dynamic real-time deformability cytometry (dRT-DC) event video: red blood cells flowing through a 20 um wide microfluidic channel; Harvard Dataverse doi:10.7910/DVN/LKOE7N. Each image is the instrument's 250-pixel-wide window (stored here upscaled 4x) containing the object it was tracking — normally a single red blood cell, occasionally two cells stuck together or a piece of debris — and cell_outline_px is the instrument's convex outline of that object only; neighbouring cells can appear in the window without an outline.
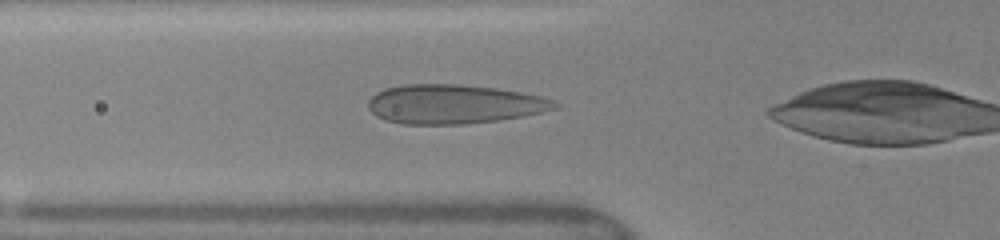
{"species": "human", "species_latin": "Homo sapiens", "temperature_condition": "warm", "stored_images_in_passage": 28, "camera_frame_rate_fps": 3000, "um_per_image_px": 0.085, "donor": {"sex": "female"}, "frame": {"image": 1, "passage_image": 3, "time_ms": 0.667, "image_size_px": [1000, 240], "cell_outline_px": [[560, 108], [520, 116], [496, 120], [464, 124], [404, 124], [388, 120], [376, 116], [368, 108], [368, 100], [376, 92], [384, 88], [404, 84], [456, 84], [496, 88], [520, 92], [540, 96], [552, 100], [560, 104]], "centroid_in_image_um": [38.56, 8.84], "position_along_channel_um": 87.2, "area_um2": 42.43}}
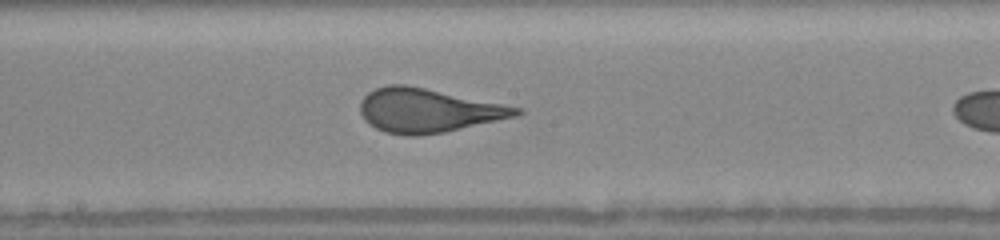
{"frame": {"image": 2, "passage_image": 14, "time_ms": 3.667, "image_size_px": [1000, 240], "cell_outline_px": [[524, 112], [516, 116], [444, 132], [420, 136], [408, 136], [384, 132], [368, 124], [364, 120], [360, 112], [360, 100], [368, 92], [376, 88], [388, 84], [404, 84], [424, 88], [520, 108]], "centroid_in_image_um": [36.29, 9.4], "position_along_channel_um": 211.9, "area_um2": 39.54}}
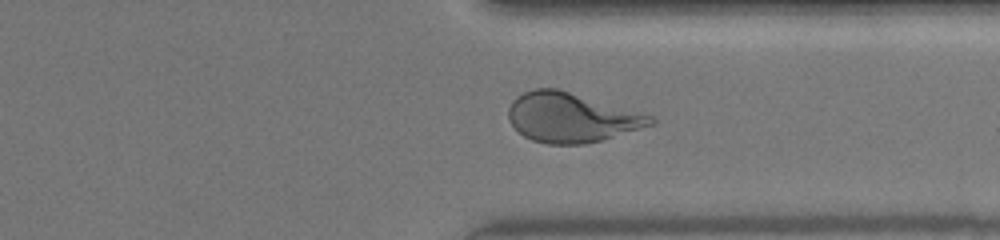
{"frame": {"image": 3, "passage_image": 26, "time_ms": 7.333, "image_size_px": [1000, 240], "cell_outline_px": [[656, 124], [604, 140], [584, 144], [548, 144], [532, 140], [524, 136], [508, 120], [508, 108], [512, 100], [516, 96], [524, 92], [536, 88], [556, 88], [652, 116], [656, 120]], "centroid_in_image_um": [48.55, 10.0], "position_along_channel_um": 362.8, "area_um2": 40.81}}